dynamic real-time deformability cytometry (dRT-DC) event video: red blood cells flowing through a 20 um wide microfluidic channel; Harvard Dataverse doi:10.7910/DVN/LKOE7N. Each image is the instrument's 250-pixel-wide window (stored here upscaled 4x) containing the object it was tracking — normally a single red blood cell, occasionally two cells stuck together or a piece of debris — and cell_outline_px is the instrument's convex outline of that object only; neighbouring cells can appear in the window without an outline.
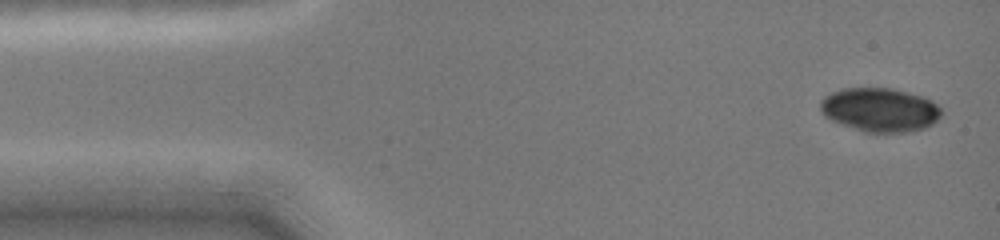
{"species": "common noctule bat (a hibernating species)", "species_latin": "Nyctalus noctula", "temperature_condition": "cold", "stored_images_in_passage": 11, "camera_frame_rate_fps": 3000, "um_per_image_px": 0.085, "animal": {"sex": "female", "body_mass_g": 19.0, "forearm_length_mm": 51.5}, "frame": {"image": 1, "passage_image": 1, "time_ms": 0.0, "image_size_px": [1000, 240], "cell_outline_px": [[944, 112], [932, 124], [924, 128], [912, 132], [864, 132], [840, 124], [824, 116], [820, 112], [820, 100], [824, 96], [840, 88], [892, 88], [924, 96], [932, 100]], "centroid_in_image_um": [74.78, 9.33], "position_along_channel_um": 10.2, "area_um2": 31.27}}